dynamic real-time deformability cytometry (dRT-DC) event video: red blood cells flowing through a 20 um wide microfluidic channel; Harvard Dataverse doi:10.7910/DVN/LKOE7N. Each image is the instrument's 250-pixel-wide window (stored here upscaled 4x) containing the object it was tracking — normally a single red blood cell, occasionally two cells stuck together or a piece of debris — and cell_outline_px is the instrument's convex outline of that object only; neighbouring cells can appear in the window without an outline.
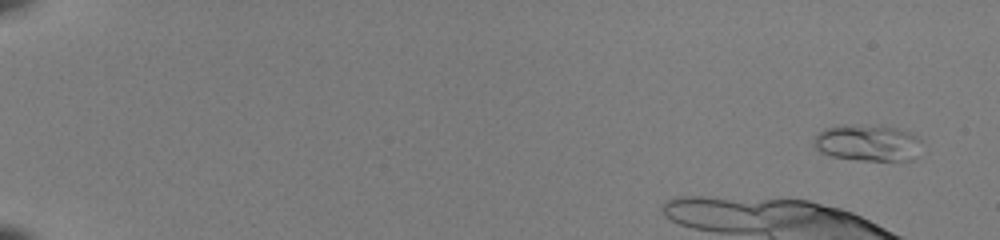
{"species": "common noctule bat (a hibernating species)", "species_latin": "Nyctalus noctula", "temperature_condition": "room temperature", "stored_images_in_passage": 12, "camera_frame_rate_fps": 3000, "um_per_image_px": 0.085, "animal": {"sex": "female", "body_mass_g": 22.0, "forearm_length_mm": 56.7}, "frame": {"image": 1, "passage_image": 1, "time_ms": 0.0, "image_size_px": [1000, 240], "cell_outline_px": [[920, 140], [912, 160], [856, 160], [832, 156], [816, 148], [812, 144], [816, 136], [820, 132], [828, 128], [896, 128], [908, 132]], "centroid_in_image_um": [73.74, 12.21], "position_along_channel_um": 11.3, "area_um2": 21.21}}